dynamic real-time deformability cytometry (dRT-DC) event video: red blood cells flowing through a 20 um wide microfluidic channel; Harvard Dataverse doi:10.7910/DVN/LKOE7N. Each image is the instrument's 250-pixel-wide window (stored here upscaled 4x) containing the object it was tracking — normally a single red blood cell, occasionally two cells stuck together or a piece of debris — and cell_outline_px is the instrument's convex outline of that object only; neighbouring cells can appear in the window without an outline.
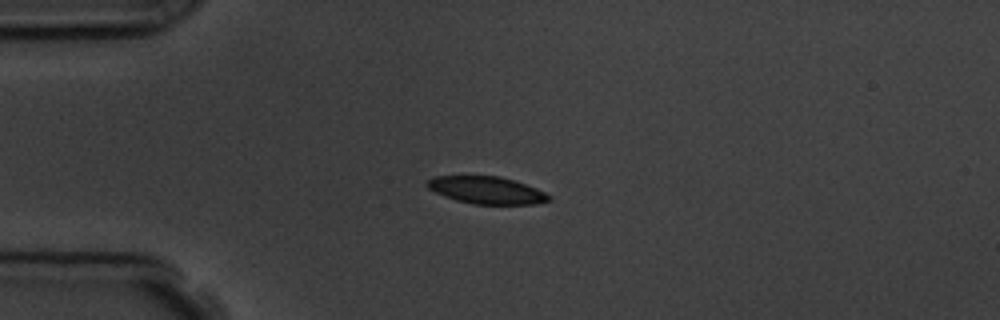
{"species": "common noctule bat (a hibernating species)", "species_latin": "Nyctalus noctula", "temperature_condition": "room temperature", "stored_images_in_passage": 6, "camera_frame_rate_fps": 3000, "um_per_image_px": 0.085, "animal": {"sex": "male", "body_mass_g": 19.5, "forearm_length_mm": 54.6}, "frame": {"image": 1, "passage_image": 4, "time_ms": 4.333, "image_size_px": [1000, 320], "cell_outline_px": [[552, 200], [536, 204], [472, 204], [456, 200], [444, 196], [428, 188], [424, 184], [432, 176], [500, 176], [536, 188], [552, 196]], "centroid_in_image_um": [41.36, 16.17], "position_along_channel_um": 43.6, "area_um2": 19.36}}